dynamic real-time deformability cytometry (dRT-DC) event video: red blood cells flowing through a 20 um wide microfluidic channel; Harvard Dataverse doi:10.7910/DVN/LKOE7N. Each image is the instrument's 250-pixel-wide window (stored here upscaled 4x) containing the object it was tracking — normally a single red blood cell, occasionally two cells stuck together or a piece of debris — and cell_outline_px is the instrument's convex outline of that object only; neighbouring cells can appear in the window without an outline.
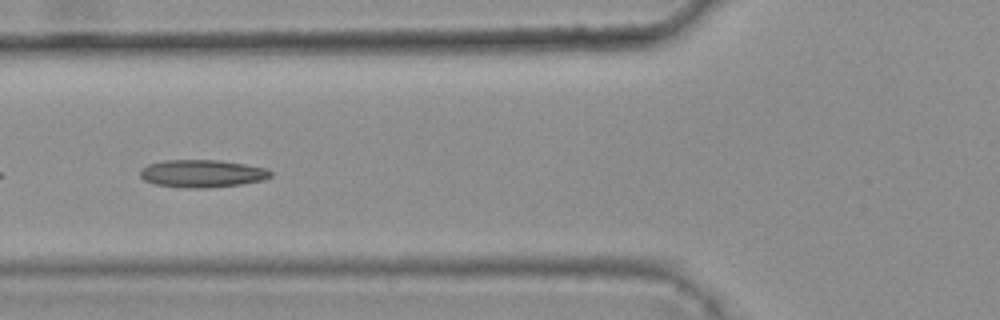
{"species": "common noctule bat (a hibernating species)", "species_latin": "Nyctalus noctula", "temperature_condition": "warm", "stored_images_in_passage": 7, "camera_frame_rate_fps": 3000, "um_per_image_px": 0.085, "animal": {"sex": "female", "body_mass_g": 25.1}, "frame": {"image": 1, "passage_image": 4, "time_ms": 1.0, "image_size_px": [1000, 320], "cell_outline_px": [[272, 176], [264, 180], [240, 184], [208, 188], [184, 188], [156, 184], [144, 180], [140, 176], [140, 168], [148, 164], [164, 160], [220, 160], [244, 164], [264, 168], [272, 172]], "centroid_in_image_um": [17.16, 14.75], "position_along_channel_um": 108.6, "area_um2": 21.04}}
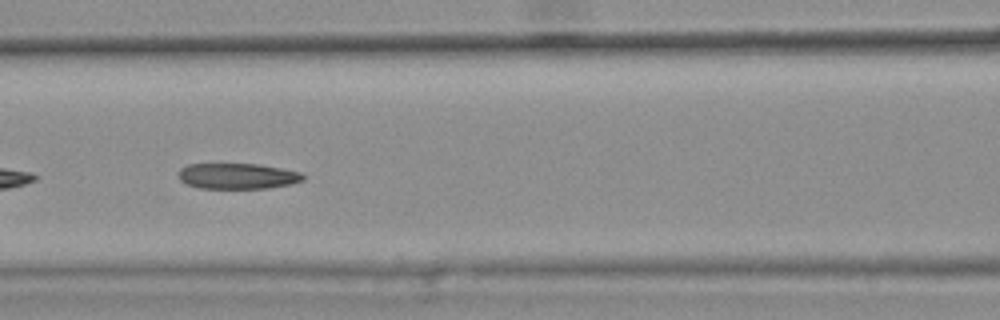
{"frame": {"image": 2, "passage_image": 5, "time_ms": 1.333, "image_size_px": [1000, 320], "cell_outline_px": [[304, 180], [292, 184], [268, 188], [200, 188], [188, 184], [180, 180], [180, 168], [188, 164], [260, 164], [300, 172], [304, 176]], "centroid_in_image_um": [20.22, 14.96], "position_along_channel_um": 146.4, "area_um2": 18.55}}